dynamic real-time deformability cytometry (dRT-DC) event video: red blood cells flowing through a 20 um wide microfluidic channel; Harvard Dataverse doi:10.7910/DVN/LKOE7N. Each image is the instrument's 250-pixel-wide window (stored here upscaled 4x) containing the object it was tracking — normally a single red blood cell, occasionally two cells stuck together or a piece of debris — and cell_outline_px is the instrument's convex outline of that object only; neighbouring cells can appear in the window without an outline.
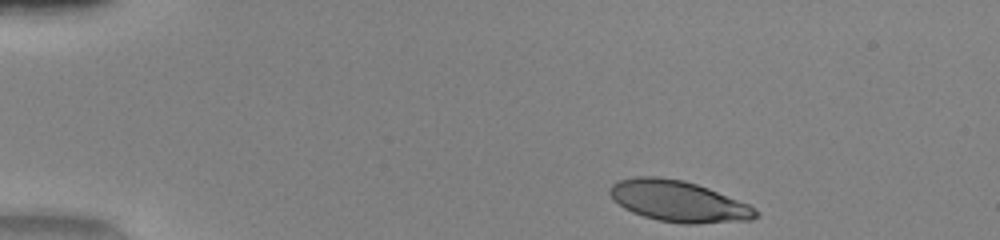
{"species": "human", "species_latin": "Homo sapiens", "temperature_condition": "warm", "stored_images_in_passage": 43, "camera_frame_rate_fps": 3000, "um_per_image_px": 0.085, "donor": {"sex": "female"}, "frame": {"image": 1, "passage_image": 1, "time_ms": 0.0, "image_size_px": [1000, 240], "cell_outline_px": [[760, 216], [752, 220], [696, 224], [680, 224], [660, 220], [644, 216], [632, 212], [624, 208], [612, 200], [608, 192], [608, 188], [616, 180], [636, 176], [660, 176], [684, 180], [708, 188], [748, 204], [760, 212]], "centroid_in_image_um": [57.64, 17.1], "position_along_channel_um": 27.4, "area_um2": 35.32}}
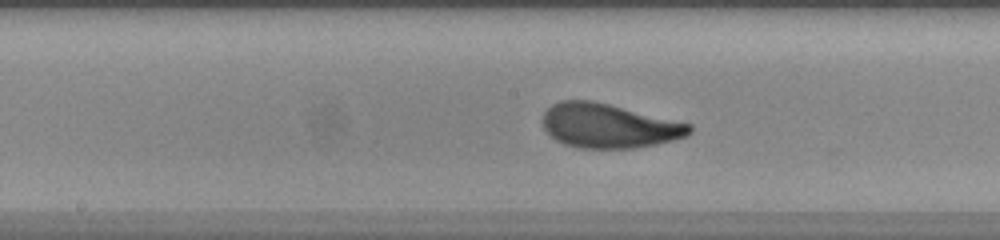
{"frame": {"image": 2, "passage_image": 20, "time_ms": 6.333, "image_size_px": [1000, 240], "cell_outline_px": [[692, 132], [688, 136], [656, 144], [632, 148], [580, 148], [564, 144], [556, 140], [544, 128], [544, 112], [552, 104], [560, 100], [592, 100], [692, 124]], "centroid_in_image_um": [51.76, 10.69], "position_along_channel_um": 196.4, "area_um2": 37.69}}
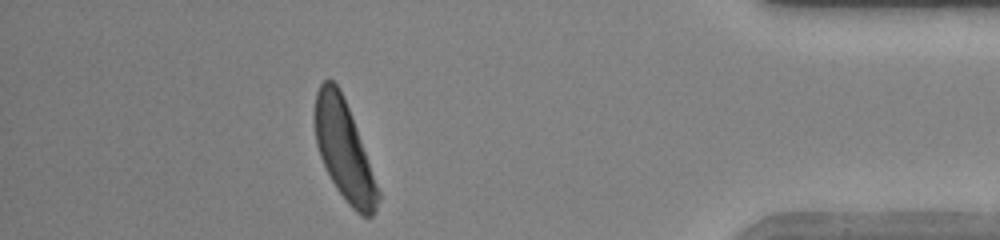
{"frame": {"image": 3, "passage_image": 38, "time_ms": 12.333, "image_size_px": [1000, 240], "cell_outline_px": [[380, 196], [376, 212], [372, 216], [360, 216], [348, 204], [336, 188], [320, 156], [316, 144], [312, 120], [312, 112], [316, 92], [320, 84], [324, 80], [332, 80], [340, 88], [356, 128], [380, 192]], "centroid_in_image_um": [29.2, 12.76], "position_along_channel_um": 406.0, "area_um2": 36.47}, "authors_computed_cell_mechanics": {"area_um2": 37.3966, "velocity_mm_per_s": 4.119, "shape_relaxation_time_tau1_ms": 2.3973, "shape_relaxation_time_tau2_ms": 1.0163, "deformation_change_tau1": 0.1743, "deformation_change_tau2": 0.0676}}